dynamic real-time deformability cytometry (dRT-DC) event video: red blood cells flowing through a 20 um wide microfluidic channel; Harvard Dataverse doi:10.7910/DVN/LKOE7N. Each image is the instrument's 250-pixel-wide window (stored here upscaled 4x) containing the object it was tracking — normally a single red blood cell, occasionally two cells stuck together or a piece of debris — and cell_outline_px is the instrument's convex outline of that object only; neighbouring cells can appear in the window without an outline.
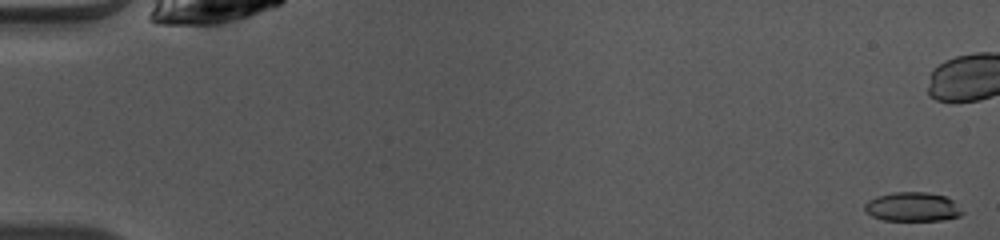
{"species": "common noctule bat (a hibernating species)", "species_latin": "Nyctalus noctula", "temperature_condition": "warm", "stored_images_in_passage": 17, "camera_frame_rate_fps": 3000, "um_per_image_px": 0.085, "animal": {"sex": "female", "body_mass_g": 10.0, "forearm_length_mm": 53.1}, "frame": {"image": 1, "passage_image": 1, "time_ms": 0.0, "image_size_px": [1000, 240], "cell_outline_px": [[964, 212], [960, 216], [940, 220], [884, 220], [872, 216], [864, 212], [864, 204], [868, 200], [876, 196], [892, 192], [928, 192], [944, 196], [952, 200]], "centroid_in_image_um": [77.52, 17.57], "position_along_channel_um": 7.5, "area_um2": 16.59}}